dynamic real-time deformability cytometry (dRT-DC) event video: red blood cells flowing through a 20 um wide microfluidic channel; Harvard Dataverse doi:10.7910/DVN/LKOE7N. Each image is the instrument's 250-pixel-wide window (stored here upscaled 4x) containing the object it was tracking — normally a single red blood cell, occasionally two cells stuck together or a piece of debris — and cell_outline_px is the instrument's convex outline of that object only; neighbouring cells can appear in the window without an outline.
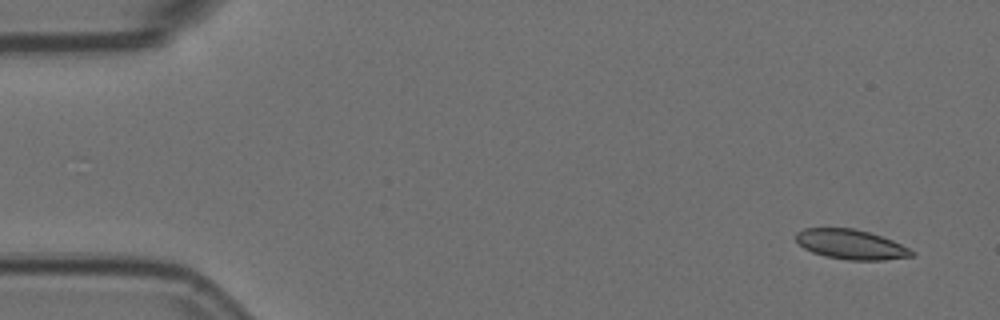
{"species": "Egyptian fruit bat (a non-hibernating species)", "species_latin": "Rousettus aegyptiacus", "temperature_condition": "room temperature", "stored_images_in_passage": 4, "camera_frame_rate_fps": 3000, "um_per_image_px": 0.085, "animal": {"sex": "female"}, "frame": {"image": 1, "passage_image": 1, "time_ms": 0.0, "image_size_px": [1000, 320], "cell_outline_px": [[916, 252], [912, 256], [884, 260], [848, 260], [824, 256], [812, 252], [804, 248], [796, 240], [796, 232], [804, 228], [852, 228], [868, 232], [892, 240]], "centroid_in_image_um": [72.31, 20.78], "position_along_channel_um": 12.7, "area_um2": 19.94}}
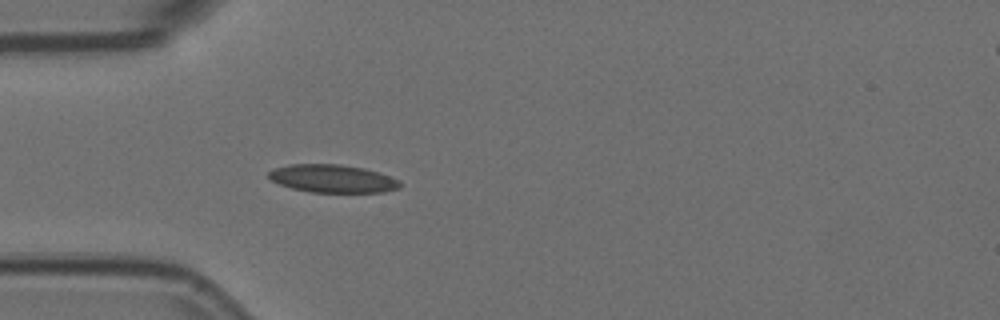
{"frame": {"image": 2, "passage_image": 4, "time_ms": 1.0, "image_size_px": [1000, 320], "cell_outline_px": [[400, 188], [384, 192], [308, 192], [292, 188], [280, 184], [272, 180], [268, 176], [268, 172], [276, 168], [288, 164], [340, 164], [364, 168], [400, 180]], "centroid_in_image_um": [28.26, 15.18], "position_along_channel_um": 56.7, "area_um2": 21.27}}